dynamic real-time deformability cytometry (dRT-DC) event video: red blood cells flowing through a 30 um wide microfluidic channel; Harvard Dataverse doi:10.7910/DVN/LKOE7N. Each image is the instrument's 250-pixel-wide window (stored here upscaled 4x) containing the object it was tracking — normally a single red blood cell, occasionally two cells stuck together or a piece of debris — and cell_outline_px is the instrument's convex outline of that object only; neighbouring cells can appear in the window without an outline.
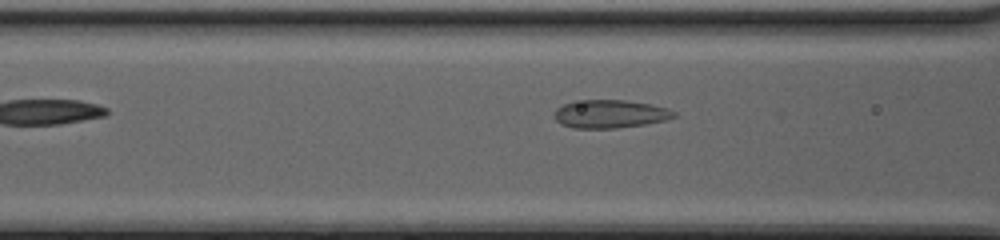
{"species": "common noctule bat (a hibernating species)", "species_latin": "Nyctalus noctula", "temperature_condition": "cold", "stored_images_in_passage": 7, "camera_frame_rate_fps": 3000, "um_per_image_px": 0.085, "animal": {"sex": "female", "body_mass_g": 20.0, "forearm_length_mm": 54.0}, "frame": {"image": 1, "passage_image": 5, "time_ms": 1.333, "image_size_px": [1000, 240], "cell_outline_px": [[676, 116], [668, 120], [644, 124], [616, 128], [572, 128], [560, 124], [552, 116], [552, 112], [556, 108], [572, 100], [624, 100], [652, 104], [668, 108], [676, 112]], "centroid_in_image_um": [51.82, 9.68], "position_along_channel_um": 114.8, "area_um2": 20.0}}